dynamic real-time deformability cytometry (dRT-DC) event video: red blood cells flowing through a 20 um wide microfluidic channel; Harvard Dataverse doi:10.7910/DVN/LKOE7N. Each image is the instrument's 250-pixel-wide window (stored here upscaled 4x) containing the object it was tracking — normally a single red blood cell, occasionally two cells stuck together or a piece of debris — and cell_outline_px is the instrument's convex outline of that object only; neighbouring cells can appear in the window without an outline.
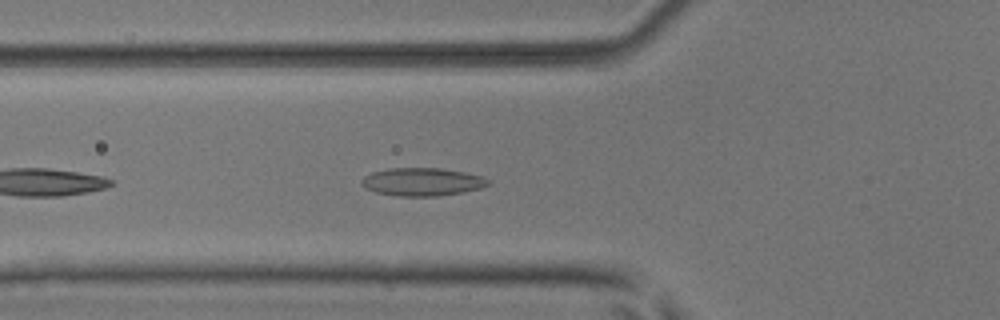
{"species": "common noctule bat (a hibernating species)", "species_latin": "Nyctalus noctula", "temperature_condition": "room temperature", "stored_images_in_passage": 37, "camera_frame_rate_fps": 3000, "um_per_image_px": 0.085, "animal": {"sex": "male", "body_mass_g": 17.9, "forearm_length_mm": 54.2}, "frame": {"image": 1, "passage_image": 5, "time_ms": 1.333, "image_size_px": [1000, 320], "cell_outline_px": [[492, 180], [488, 184], [480, 188], [464, 192], [436, 196], [400, 196], [376, 192], [364, 188], [360, 184], [360, 180], [364, 176], [372, 172], [388, 168], [440, 168], [464, 172], [484, 176]], "centroid_in_image_um": [35.88, 15.45], "position_along_channel_um": 89.9, "area_um2": 20.81}}
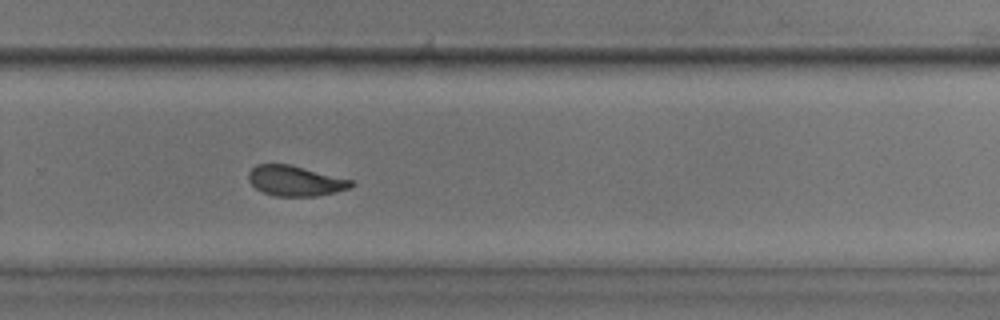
{"frame": {"image": 2, "passage_image": 21, "time_ms": 6.667, "image_size_px": [1000, 320], "cell_outline_px": [[356, 184], [348, 188], [316, 196], [276, 196], [264, 192], [256, 188], [248, 180], [248, 172], [256, 164], [288, 164], [352, 180]], "centroid_in_image_um": [25.06, 15.37], "position_along_channel_um": 304.7, "area_um2": 17.8}}
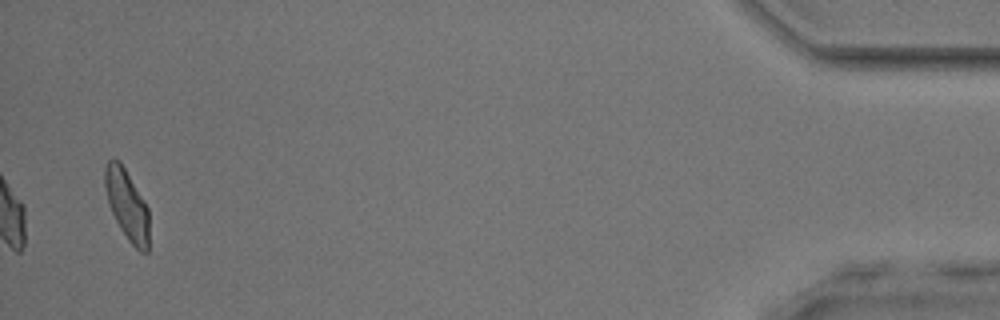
{"frame": {"image": 3, "passage_image": 36, "time_ms": 11.667, "image_size_px": [1000, 320], "cell_outline_px": [[148, 252], [140, 252], [128, 240], [120, 228], [108, 204], [104, 184], [104, 168], [108, 160], [112, 156], [120, 160], [148, 208]], "centroid_in_image_um": [10.76, 17.36], "position_along_channel_um": 424.4, "area_um2": 18.09}, "authors_computed_cell_mechanics": {"area_um2": 18.6116, "velocity_mm_per_s": 4.0364, "shape_relaxation_time_tau1_ms": 3.9843, "shape_relaxation_time_tau2_ms": 1.8375, "deformation_change_tau1": 0.1017, "deformation_change_tau2": 0.0817}}